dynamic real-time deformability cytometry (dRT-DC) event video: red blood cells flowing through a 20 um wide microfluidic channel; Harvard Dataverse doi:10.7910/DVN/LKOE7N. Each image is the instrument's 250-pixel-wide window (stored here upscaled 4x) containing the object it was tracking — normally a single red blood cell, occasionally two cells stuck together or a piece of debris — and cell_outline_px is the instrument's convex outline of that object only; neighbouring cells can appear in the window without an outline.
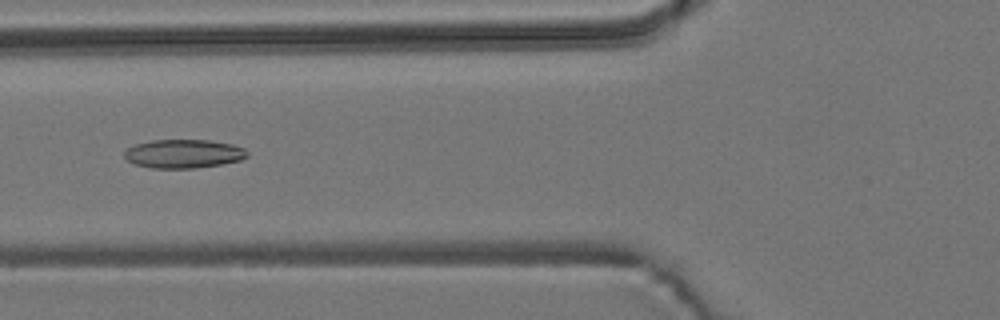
{"species": "common noctule bat (a hibernating species)", "species_latin": "Nyctalus noctula", "temperature_condition": "room temperature", "stored_images_in_passage": 12, "camera_frame_rate_fps": 3000, "um_per_image_px": 0.085, "animal": {"sex": "male", "body_mass_g": 19.2, "forearm_length_mm": 51.8}, "frame": {"image": 1, "passage_image": 3, "time_ms": 0.667, "image_size_px": [1000, 320], "cell_outline_px": [[248, 156], [240, 160], [224, 164], [196, 168], [152, 168], [132, 164], [124, 156], [124, 152], [128, 148], [136, 144], [152, 140], [208, 140], [232, 144], [244, 148], [248, 152]], "centroid_in_image_um": [15.61, 13.07], "position_along_channel_um": 110.2, "area_um2": 20.63}}
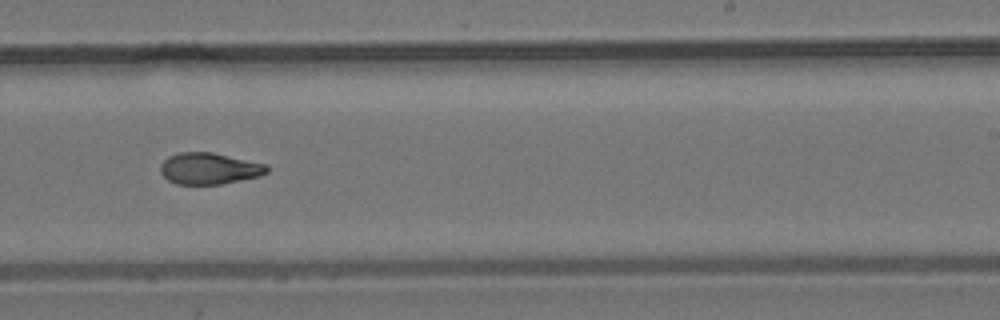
{"frame": {"image": 2, "passage_image": 7, "time_ms": 2.0, "image_size_px": [1000, 320], "cell_outline_px": [[268, 172], [260, 176], [220, 184], [176, 184], [168, 180], [160, 172], [160, 164], [168, 156], [180, 152], [212, 152], [268, 164]], "centroid_in_image_um": [17.78, 14.32], "position_along_channel_um": 271.2, "area_um2": 19.59}}
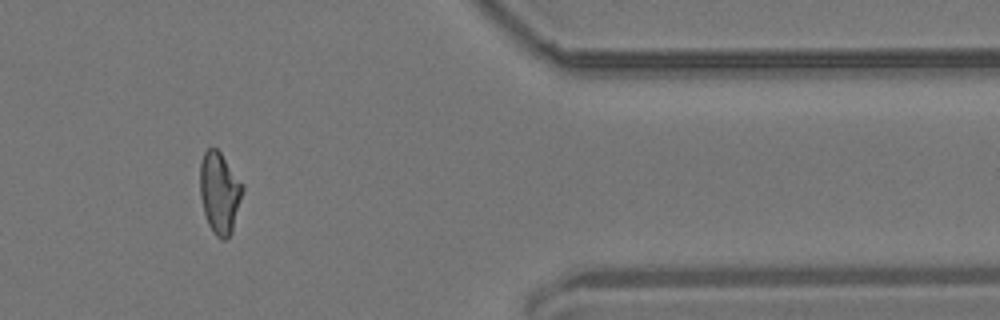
{"frame": {"image": 3, "passage_image": 10, "time_ms": 3.0, "image_size_px": [1000, 320], "cell_outline_px": [[244, 188], [232, 232], [224, 240], [220, 240], [212, 232], [208, 224], [204, 212], [200, 196], [200, 164], [204, 152], [208, 148], [216, 148], [220, 152], [244, 184]], "centroid_in_image_um": [18.67, 16.39], "position_along_channel_um": 392.7, "area_um2": 20.29}}